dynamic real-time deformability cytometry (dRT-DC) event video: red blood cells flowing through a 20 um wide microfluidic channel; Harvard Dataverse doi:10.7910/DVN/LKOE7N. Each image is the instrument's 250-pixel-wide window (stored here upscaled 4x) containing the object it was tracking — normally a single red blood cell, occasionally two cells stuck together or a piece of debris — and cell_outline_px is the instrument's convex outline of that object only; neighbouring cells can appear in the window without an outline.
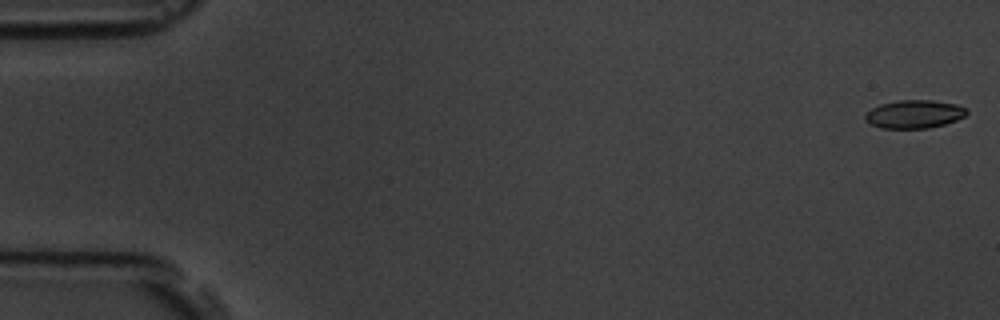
{"species": "common noctule bat (a hibernating species)", "species_latin": "Nyctalus noctula", "temperature_condition": "room temperature", "stored_images_in_passage": 4, "camera_frame_rate_fps": 3000, "um_per_image_px": 0.085, "animal": {"sex": "male", "body_mass_g": 19.5, "forearm_length_mm": 54.6}, "frame": {"image": 1, "passage_image": 1, "time_ms": 0.0, "image_size_px": [1000, 320], "cell_outline_px": [[968, 112], [964, 116], [956, 120], [944, 124], [928, 128], [880, 128], [864, 120], [864, 116], [872, 108], [880, 104], [896, 100], [932, 100], [956, 104], [968, 108]], "centroid_in_image_um": [77.72, 9.69], "position_along_channel_um": 7.3, "area_um2": 16.7}}